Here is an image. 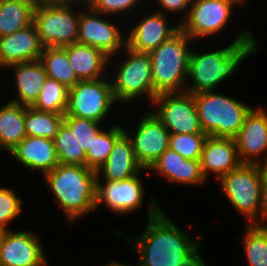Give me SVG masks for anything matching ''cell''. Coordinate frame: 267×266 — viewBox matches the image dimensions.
<instances>
[{
	"mask_svg": "<svg viewBox=\"0 0 267 266\" xmlns=\"http://www.w3.org/2000/svg\"><path fill=\"white\" fill-rule=\"evenodd\" d=\"M166 19L165 14L157 11L149 16L144 15V19L137 21L129 30L126 46L140 53H150L158 48L181 29L179 23L169 27Z\"/></svg>",
	"mask_w": 267,
	"mask_h": 266,
	"instance_id": "e0dca14e",
	"label": "cell"
},
{
	"mask_svg": "<svg viewBox=\"0 0 267 266\" xmlns=\"http://www.w3.org/2000/svg\"><path fill=\"white\" fill-rule=\"evenodd\" d=\"M139 175L103 184L96 178L95 210L104 203L111 212L122 215L142 207L145 190Z\"/></svg>",
	"mask_w": 267,
	"mask_h": 266,
	"instance_id": "9a60e30c",
	"label": "cell"
},
{
	"mask_svg": "<svg viewBox=\"0 0 267 266\" xmlns=\"http://www.w3.org/2000/svg\"><path fill=\"white\" fill-rule=\"evenodd\" d=\"M243 2L244 0H192L188 16L180 27L194 41L196 38L214 36L230 23L233 6Z\"/></svg>",
	"mask_w": 267,
	"mask_h": 266,
	"instance_id": "8fae6325",
	"label": "cell"
},
{
	"mask_svg": "<svg viewBox=\"0 0 267 266\" xmlns=\"http://www.w3.org/2000/svg\"><path fill=\"white\" fill-rule=\"evenodd\" d=\"M54 145L60 164L86 166V154L78 146L74 133L63 123L55 135Z\"/></svg>",
	"mask_w": 267,
	"mask_h": 266,
	"instance_id": "1f68e13d",
	"label": "cell"
},
{
	"mask_svg": "<svg viewBox=\"0 0 267 266\" xmlns=\"http://www.w3.org/2000/svg\"><path fill=\"white\" fill-rule=\"evenodd\" d=\"M14 70L17 98L10 100L21 105L32 106L39 97L48 78L41 61L21 62L7 67Z\"/></svg>",
	"mask_w": 267,
	"mask_h": 266,
	"instance_id": "cb8c5ba5",
	"label": "cell"
},
{
	"mask_svg": "<svg viewBox=\"0 0 267 266\" xmlns=\"http://www.w3.org/2000/svg\"><path fill=\"white\" fill-rule=\"evenodd\" d=\"M69 88L60 82L47 78L38 99L32 105L39 111L65 115L68 103Z\"/></svg>",
	"mask_w": 267,
	"mask_h": 266,
	"instance_id": "f1b7e54d",
	"label": "cell"
},
{
	"mask_svg": "<svg viewBox=\"0 0 267 266\" xmlns=\"http://www.w3.org/2000/svg\"><path fill=\"white\" fill-rule=\"evenodd\" d=\"M141 0H92L89 6L99 13L108 17L131 11ZM127 11V12H126Z\"/></svg>",
	"mask_w": 267,
	"mask_h": 266,
	"instance_id": "d590c367",
	"label": "cell"
},
{
	"mask_svg": "<svg viewBox=\"0 0 267 266\" xmlns=\"http://www.w3.org/2000/svg\"><path fill=\"white\" fill-rule=\"evenodd\" d=\"M26 106L9 101L0 107V149L10 153L27 135Z\"/></svg>",
	"mask_w": 267,
	"mask_h": 266,
	"instance_id": "d4e9b609",
	"label": "cell"
},
{
	"mask_svg": "<svg viewBox=\"0 0 267 266\" xmlns=\"http://www.w3.org/2000/svg\"><path fill=\"white\" fill-rule=\"evenodd\" d=\"M217 92L213 90L193 94L200 126L207 136L234 138L252 107Z\"/></svg>",
	"mask_w": 267,
	"mask_h": 266,
	"instance_id": "5b68a950",
	"label": "cell"
},
{
	"mask_svg": "<svg viewBox=\"0 0 267 266\" xmlns=\"http://www.w3.org/2000/svg\"><path fill=\"white\" fill-rule=\"evenodd\" d=\"M39 60L44 66L47 77L72 88L79 82L67 54V46L43 48Z\"/></svg>",
	"mask_w": 267,
	"mask_h": 266,
	"instance_id": "4316f807",
	"label": "cell"
},
{
	"mask_svg": "<svg viewBox=\"0 0 267 266\" xmlns=\"http://www.w3.org/2000/svg\"><path fill=\"white\" fill-rule=\"evenodd\" d=\"M37 0H0V38L33 23Z\"/></svg>",
	"mask_w": 267,
	"mask_h": 266,
	"instance_id": "484cf974",
	"label": "cell"
},
{
	"mask_svg": "<svg viewBox=\"0 0 267 266\" xmlns=\"http://www.w3.org/2000/svg\"><path fill=\"white\" fill-rule=\"evenodd\" d=\"M125 49L127 58L119 64L111 81L114 98L120 104L146 95L147 101L152 104L158 94L154 91L152 81L151 57L149 53L136 52L127 46Z\"/></svg>",
	"mask_w": 267,
	"mask_h": 266,
	"instance_id": "ba28073f",
	"label": "cell"
},
{
	"mask_svg": "<svg viewBox=\"0 0 267 266\" xmlns=\"http://www.w3.org/2000/svg\"><path fill=\"white\" fill-rule=\"evenodd\" d=\"M9 154L25 168L43 175L59 164L54 141L49 138L26 136Z\"/></svg>",
	"mask_w": 267,
	"mask_h": 266,
	"instance_id": "7402d4cb",
	"label": "cell"
},
{
	"mask_svg": "<svg viewBox=\"0 0 267 266\" xmlns=\"http://www.w3.org/2000/svg\"><path fill=\"white\" fill-rule=\"evenodd\" d=\"M257 40L250 31L240 32L227 47L216 51L190 53L188 78L192 84L185 91L196 94L217 89L236 72L247 57L258 51Z\"/></svg>",
	"mask_w": 267,
	"mask_h": 266,
	"instance_id": "7a4b0ae2",
	"label": "cell"
},
{
	"mask_svg": "<svg viewBox=\"0 0 267 266\" xmlns=\"http://www.w3.org/2000/svg\"><path fill=\"white\" fill-rule=\"evenodd\" d=\"M63 123L74 133L78 146L82 147L85 154L92 148L95 137L103 130L100 122L76 116H64Z\"/></svg>",
	"mask_w": 267,
	"mask_h": 266,
	"instance_id": "d6a6232c",
	"label": "cell"
},
{
	"mask_svg": "<svg viewBox=\"0 0 267 266\" xmlns=\"http://www.w3.org/2000/svg\"><path fill=\"white\" fill-rule=\"evenodd\" d=\"M3 230L0 229V239H1V234H2Z\"/></svg>",
	"mask_w": 267,
	"mask_h": 266,
	"instance_id": "b9f144b4",
	"label": "cell"
},
{
	"mask_svg": "<svg viewBox=\"0 0 267 266\" xmlns=\"http://www.w3.org/2000/svg\"><path fill=\"white\" fill-rule=\"evenodd\" d=\"M37 3H73L78 4V0H37Z\"/></svg>",
	"mask_w": 267,
	"mask_h": 266,
	"instance_id": "f35d334b",
	"label": "cell"
},
{
	"mask_svg": "<svg viewBox=\"0 0 267 266\" xmlns=\"http://www.w3.org/2000/svg\"><path fill=\"white\" fill-rule=\"evenodd\" d=\"M64 115L39 111L26 106L25 132L27 136L54 139L59 127L63 124Z\"/></svg>",
	"mask_w": 267,
	"mask_h": 266,
	"instance_id": "83f0119b",
	"label": "cell"
},
{
	"mask_svg": "<svg viewBox=\"0 0 267 266\" xmlns=\"http://www.w3.org/2000/svg\"><path fill=\"white\" fill-rule=\"evenodd\" d=\"M243 248L249 266H267V227L247 224Z\"/></svg>",
	"mask_w": 267,
	"mask_h": 266,
	"instance_id": "4dcf8cb0",
	"label": "cell"
},
{
	"mask_svg": "<svg viewBox=\"0 0 267 266\" xmlns=\"http://www.w3.org/2000/svg\"><path fill=\"white\" fill-rule=\"evenodd\" d=\"M147 226L133 239L138 266H208L198 251V241L170 220L163 209L150 198ZM193 239V240H192Z\"/></svg>",
	"mask_w": 267,
	"mask_h": 266,
	"instance_id": "6da1fadb",
	"label": "cell"
},
{
	"mask_svg": "<svg viewBox=\"0 0 267 266\" xmlns=\"http://www.w3.org/2000/svg\"><path fill=\"white\" fill-rule=\"evenodd\" d=\"M261 177V210L259 213V223H256L255 225L267 227V163L261 165ZM263 221H265V223H263Z\"/></svg>",
	"mask_w": 267,
	"mask_h": 266,
	"instance_id": "74e56055",
	"label": "cell"
},
{
	"mask_svg": "<svg viewBox=\"0 0 267 266\" xmlns=\"http://www.w3.org/2000/svg\"><path fill=\"white\" fill-rule=\"evenodd\" d=\"M201 170L204 177H209L212 172L217 180L237 169L242 163L240 161L237 145L233 137L207 136L204 141L201 157Z\"/></svg>",
	"mask_w": 267,
	"mask_h": 266,
	"instance_id": "ac0fdd59",
	"label": "cell"
},
{
	"mask_svg": "<svg viewBox=\"0 0 267 266\" xmlns=\"http://www.w3.org/2000/svg\"><path fill=\"white\" fill-rule=\"evenodd\" d=\"M124 133L125 129L119 125H113L108 131L102 130L86 153V166L96 171L107 160L115 142Z\"/></svg>",
	"mask_w": 267,
	"mask_h": 266,
	"instance_id": "f546056e",
	"label": "cell"
},
{
	"mask_svg": "<svg viewBox=\"0 0 267 266\" xmlns=\"http://www.w3.org/2000/svg\"><path fill=\"white\" fill-rule=\"evenodd\" d=\"M155 1L159 2L158 5H160L162 9L161 11L158 10V12L163 13V14H166L167 12L172 13V14L173 13L176 14L177 12L182 13L186 10L185 11V13H187L185 14L186 16L182 17V20L179 21V24H181L188 16L192 0H155Z\"/></svg>",
	"mask_w": 267,
	"mask_h": 266,
	"instance_id": "8d00e7d4",
	"label": "cell"
},
{
	"mask_svg": "<svg viewBox=\"0 0 267 266\" xmlns=\"http://www.w3.org/2000/svg\"><path fill=\"white\" fill-rule=\"evenodd\" d=\"M137 124L133 136L126 130L125 133L131 139L138 163L148 171L159 156L169 148L170 133L154 111L146 112Z\"/></svg>",
	"mask_w": 267,
	"mask_h": 266,
	"instance_id": "5bb4252c",
	"label": "cell"
},
{
	"mask_svg": "<svg viewBox=\"0 0 267 266\" xmlns=\"http://www.w3.org/2000/svg\"><path fill=\"white\" fill-rule=\"evenodd\" d=\"M155 115L170 134H205L200 126L193 94L187 91L161 93L152 102Z\"/></svg>",
	"mask_w": 267,
	"mask_h": 266,
	"instance_id": "30bf717a",
	"label": "cell"
},
{
	"mask_svg": "<svg viewBox=\"0 0 267 266\" xmlns=\"http://www.w3.org/2000/svg\"><path fill=\"white\" fill-rule=\"evenodd\" d=\"M145 171L137 161L131 139L124 133L116 142L107 160L96 170V178L121 181ZM104 177H103V176Z\"/></svg>",
	"mask_w": 267,
	"mask_h": 266,
	"instance_id": "ffe728a7",
	"label": "cell"
},
{
	"mask_svg": "<svg viewBox=\"0 0 267 266\" xmlns=\"http://www.w3.org/2000/svg\"><path fill=\"white\" fill-rule=\"evenodd\" d=\"M23 201L14 189L0 188V229L9 230L6 226L21 214Z\"/></svg>",
	"mask_w": 267,
	"mask_h": 266,
	"instance_id": "e575fe53",
	"label": "cell"
},
{
	"mask_svg": "<svg viewBox=\"0 0 267 266\" xmlns=\"http://www.w3.org/2000/svg\"><path fill=\"white\" fill-rule=\"evenodd\" d=\"M73 3H37L33 13L43 48L64 47L77 42L81 11Z\"/></svg>",
	"mask_w": 267,
	"mask_h": 266,
	"instance_id": "8992f818",
	"label": "cell"
},
{
	"mask_svg": "<svg viewBox=\"0 0 267 266\" xmlns=\"http://www.w3.org/2000/svg\"><path fill=\"white\" fill-rule=\"evenodd\" d=\"M44 179L70 223L95 210L96 171L59 163Z\"/></svg>",
	"mask_w": 267,
	"mask_h": 266,
	"instance_id": "3957f363",
	"label": "cell"
},
{
	"mask_svg": "<svg viewBox=\"0 0 267 266\" xmlns=\"http://www.w3.org/2000/svg\"><path fill=\"white\" fill-rule=\"evenodd\" d=\"M43 248L34 232L3 230L0 266H48Z\"/></svg>",
	"mask_w": 267,
	"mask_h": 266,
	"instance_id": "4fadbf2b",
	"label": "cell"
},
{
	"mask_svg": "<svg viewBox=\"0 0 267 266\" xmlns=\"http://www.w3.org/2000/svg\"><path fill=\"white\" fill-rule=\"evenodd\" d=\"M182 29L149 53L154 91L157 94L184 92L189 84V42ZM188 79V80H187Z\"/></svg>",
	"mask_w": 267,
	"mask_h": 266,
	"instance_id": "277c9868",
	"label": "cell"
},
{
	"mask_svg": "<svg viewBox=\"0 0 267 266\" xmlns=\"http://www.w3.org/2000/svg\"><path fill=\"white\" fill-rule=\"evenodd\" d=\"M242 164L262 165L267 163V111L251 108L238 134L234 137ZM264 155L265 161L261 155ZM263 162V163H262Z\"/></svg>",
	"mask_w": 267,
	"mask_h": 266,
	"instance_id": "2e32d148",
	"label": "cell"
},
{
	"mask_svg": "<svg viewBox=\"0 0 267 266\" xmlns=\"http://www.w3.org/2000/svg\"><path fill=\"white\" fill-rule=\"evenodd\" d=\"M218 181L234 209L248 219L247 224L258 223L261 210V165L241 164Z\"/></svg>",
	"mask_w": 267,
	"mask_h": 266,
	"instance_id": "52a82bcc",
	"label": "cell"
},
{
	"mask_svg": "<svg viewBox=\"0 0 267 266\" xmlns=\"http://www.w3.org/2000/svg\"><path fill=\"white\" fill-rule=\"evenodd\" d=\"M104 266H131V265H128V264H126V263H121V262H111V263H109V264H107V265H104Z\"/></svg>",
	"mask_w": 267,
	"mask_h": 266,
	"instance_id": "ab89813d",
	"label": "cell"
},
{
	"mask_svg": "<svg viewBox=\"0 0 267 266\" xmlns=\"http://www.w3.org/2000/svg\"><path fill=\"white\" fill-rule=\"evenodd\" d=\"M206 134H170L169 148L185 159L200 160Z\"/></svg>",
	"mask_w": 267,
	"mask_h": 266,
	"instance_id": "836d02e7",
	"label": "cell"
},
{
	"mask_svg": "<svg viewBox=\"0 0 267 266\" xmlns=\"http://www.w3.org/2000/svg\"><path fill=\"white\" fill-rule=\"evenodd\" d=\"M85 7L80 13L77 42L100 49L113 61L114 55L126 46L125 34L120 33L116 23L104 20V14L94 11L89 5Z\"/></svg>",
	"mask_w": 267,
	"mask_h": 266,
	"instance_id": "7c38bea8",
	"label": "cell"
},
{
	"mask_svg": "<svg viewBox=\"0 0 267 266\" xmlns=\"http://www.w3.org/2000/svg\"><path fill=\"white\" fill-rule=\"evenodd\" d=\"M92 2V0H78V4H79V7H80V5L82 6L83 4V6H85V5H89L90 3Z\"/></svg>",
	"mask_w": 267,
	"mask_h": 266,
	"instance_id": "60d3db41",
	"label": "cell"
},
{
	"mask_svg": "<svg viewBox=\"0 0 267 266\" xmlns=\"http://www.w3.org/2000/svg\"><path fill=\"white\" fill-rule=\"evenodd\" d=\"M43 46L35 25L0 38V69L13 64L38 60Z\"/></svg>",
	"mask_w": 267,
	"mask_h": 266,
	"instance_id": "d6986e66",
	"label": "cell"
},
{
	"mask_svg": "<svg viewBox=\"0 0 267 266\" xmlns=\"http://www.w3.org/2000/svg\"><path fill=\"white\" fill-rule=\"evenodd\" d=\"M115 103L111 80L100 78L79 81L69 89L64 116H76L101 123Z\"/></svg>",
	"mask_w": 267,
	"mask_h": 266,
	"instance_id": "9c48e42d",
	"label": "cell"
},
{
	"mask_svg": "<svg viewBox=\"0 0 267 266\" xmlns=\"http://www.w3.org/2000/svg\"><path fill=\"white\" fill-rule=\"evenodd\" d=\"M156 171L170 182L185 185H201L206 182L200 160L185 159L182 155L166 149L159 158L151 165L148 171Z\"/></svg>",
	"mask_w": 267,
	"mask_h": 266,
	"instance_id": "44dd1931",
	"label": "cell"
},
{
	"mask_svg": "<svg viewBox=\"0 0 267 266\" xmlns=\"http://www.w3.org/2000/svg\"><path fill=\"white\" fill-rule=\"evenodd\" d=\"M70 65L79 81L105 78L110 57L100 49L78 42L67 45Z\"/></svg>",
	"mask_w": 267,
	"mask_h": 266,
	"instance_id": "603a6c76",
	"label": "cell"
}]
</instances>
